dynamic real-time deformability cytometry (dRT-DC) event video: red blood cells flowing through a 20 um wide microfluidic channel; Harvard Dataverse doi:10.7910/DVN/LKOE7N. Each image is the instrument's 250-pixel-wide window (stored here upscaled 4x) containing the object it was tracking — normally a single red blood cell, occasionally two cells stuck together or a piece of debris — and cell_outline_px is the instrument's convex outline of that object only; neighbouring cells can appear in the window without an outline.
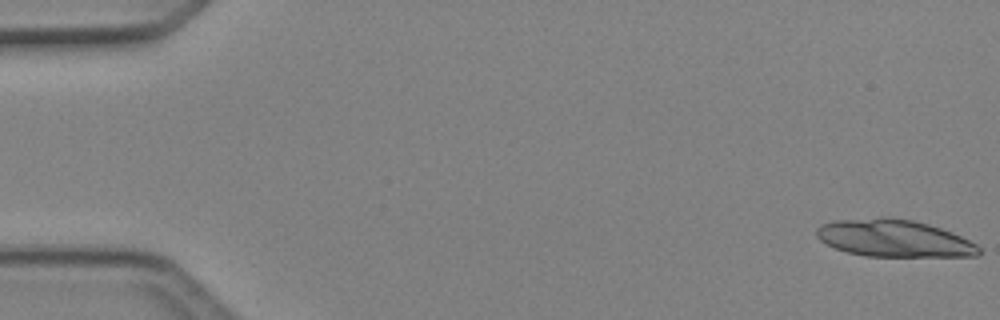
{"species": "Egyptian fruit bat (a non-hibernating species)", "species_latin": "Rousettus aegyptiacus", "temperature_condition": "cold", "stored_images_in_passage": 20, "camera_frame_rate_fps": 3000, "um_per_image_px": 0.085, "animal": {"sex": "female"}, "frame": {"image": 1, "passage_image": 1, "time_ms": 0.0, "image_size_px": [1000, 320], "cell_outline_px": [[980, 252], [976, 256], [864, 256], [848, 252], [836, 248], [820, 240], [816, 236], [816, 228], [820, 224], [832, 220], [880, 216], [888, 216], [912, 220], [928, 224], [952, 232], [976, 244], [980, 248]], "centroid_in_image_um": [75.94, 20.23], "position_along_channel_um": 9.1, "area_um2": 35.37}}
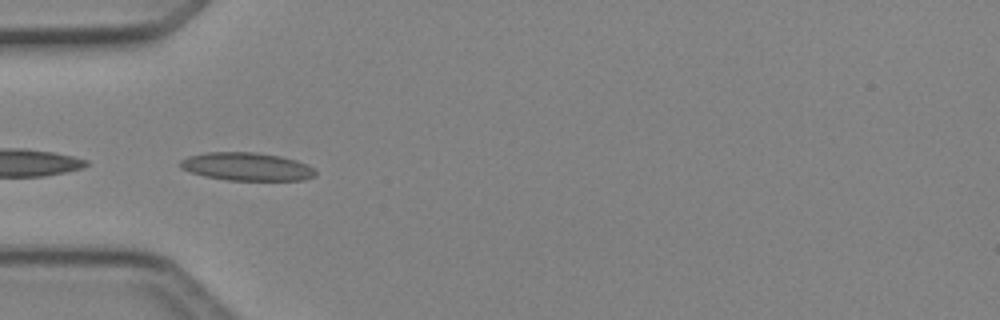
{"frame": {"image": 2, "passage_image": 16, "time_ms": 5.0, "image_size_px": [1000, 320], "cell_outline_px": [[316, 176], [304, 180], [228, 180], [204, 176], [180, 168], [180, 160], [188, 156], [208, 152], [256, 152], [280, 156], [296, 160], [308, 164], [316, 172]], "centroid_in_image_um": [20.99, 14.16], "position_along_channel_um": 64.0, "area_um2": 22.14}}